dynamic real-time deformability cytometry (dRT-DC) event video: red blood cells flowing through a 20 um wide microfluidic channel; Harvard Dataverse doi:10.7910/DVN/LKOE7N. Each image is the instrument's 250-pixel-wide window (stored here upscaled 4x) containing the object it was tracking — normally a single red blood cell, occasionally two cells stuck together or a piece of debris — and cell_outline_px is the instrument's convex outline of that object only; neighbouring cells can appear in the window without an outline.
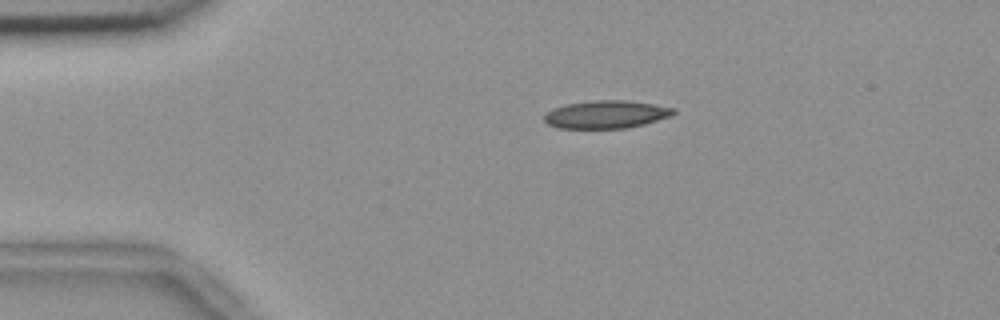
{"species": "common noctule bat (a hibernating species)", "species_latin": "Nyctalus noctula", "temperature_condition": "room temperature", "stored_images_in_passage": 31, "camera_frame_rate_fps": 3000, "um_per_image_px": 0.085, "animal": {"sex": "female", "body_mass_g": 18.4}, "frame": {"image": 1, "passage_image": 1, "time_ms": 0.0, "image_size_px": [1000, 320], "cell_outline_px": [[676, 112], [672, 116], [644, 124], [628, 128], [556, 128], [548, 124], [544, 120], [544, 116], [552, 108], [564, 104], [592, 100], [628, 100], [676, 108]], "centroid_in_image_um": [51.53, 9.72], "position_along_channel_um": 33.5, "area_um2": 21.15}}
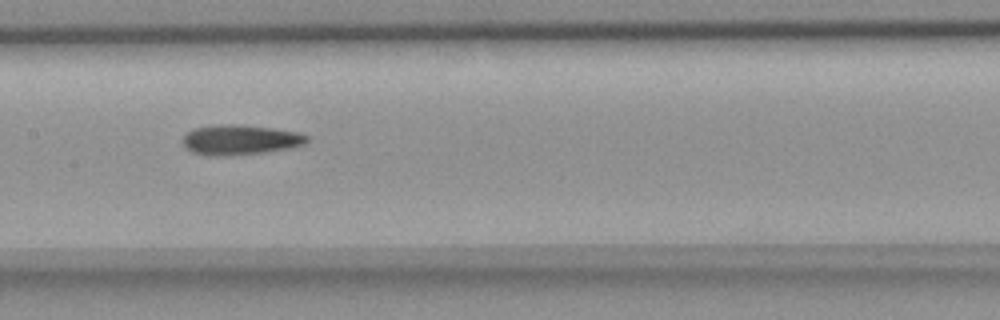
{"frame": {"image": 2, "passage_image": 17, "time_ms": 5.333, "image_size_px": [1000, 320], "cell_outline_px": [[308, 144], [288, 148], [264, 152], [220, 156], [208, 156], [192, 152], [180, 140], [192, 128], [216, 124], [236, 124], [272, 128], [300, 132], [308, 136]], "centroid_in_image_um": [20.41, 11.87], "position_along_channel_um": 187.0, "area_um2": 21.85}}
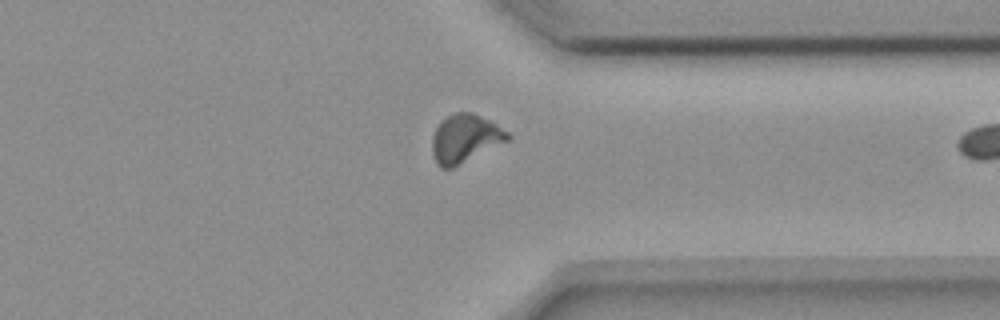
{"frame": {"image": 3, "passage_image": 30, "time_ms": 9.667, "image_size_px": [1000, 320], "cell_outline_px": [[512, 140], [452, 168], [440, 168], [436, 164], [432, 156], [432, 136], [440, 120], [456, 112], [472, 112], [496, 124], [508, 132], [512, 136]], "centroid_in_image_um": [39.54, 11.79], "position_along_channel_um": 371.9, "area_um2": 21.56}}